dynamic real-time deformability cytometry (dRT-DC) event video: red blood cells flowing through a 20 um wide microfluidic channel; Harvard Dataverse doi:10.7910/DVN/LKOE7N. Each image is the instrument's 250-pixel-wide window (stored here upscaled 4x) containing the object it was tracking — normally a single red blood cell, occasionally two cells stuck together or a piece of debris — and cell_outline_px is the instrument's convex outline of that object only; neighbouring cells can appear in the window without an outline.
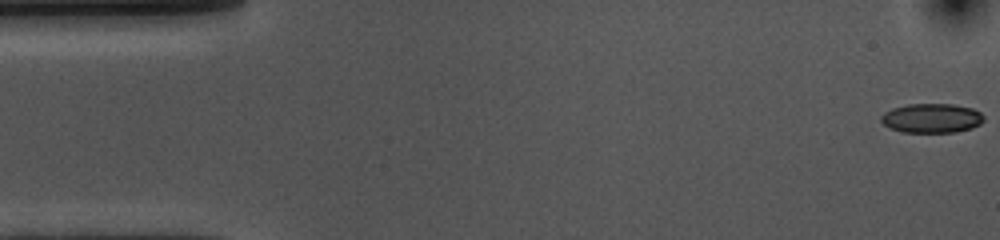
{"species": "common noctule bat (a hibernating species)", "species_latin": "Nyctalus noctula", "temperature_condition": "cold", "stored_images_in_passage": 54, "camera_frame_rate_fps": 3000, "um_per_image_px": 0.085, "animal": {"sex": "female", "body_mass_g": 10.0, "forearm_length_mm": 53.1}, "frame": {"image": 1, "passage_image": 1, "time_ms": 0.0, "image_size_px": [1000, 240], "cell_outline_px": [[984, 120], [980, 124], [972, 128], [956, 132], [904, 132], [892, 128], [884, 124], [880, 120], [880, 116], [884, 112], [892, 108], [908, 104], [952, 104], [972, 108], [980, 112], [984, 116]], "centroid_in_image_um": [79.2, 10.04], "position_along_channel_um": 5.8, "area_um2": 17.57}}
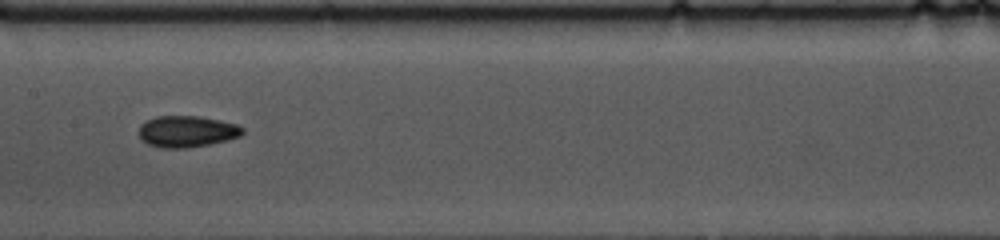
{"frame": {"image": 2, "passage_image": 26, "time_ms": 8.333, "image_size_px": [1000, 240], "cell_outline_px": [[244, 132], [240, 136], [228, 140], [208, 144], [184, 148], [160, 148], [148, 144], [140, 140], [140, 124], [156, 116], [200, 116], [220, 120], [236, 124], [244, 128]], "centroid_in_image_um": [15.88, 11.17], "position_along_channel_um": 191.5, "area_um2": 19.02}}
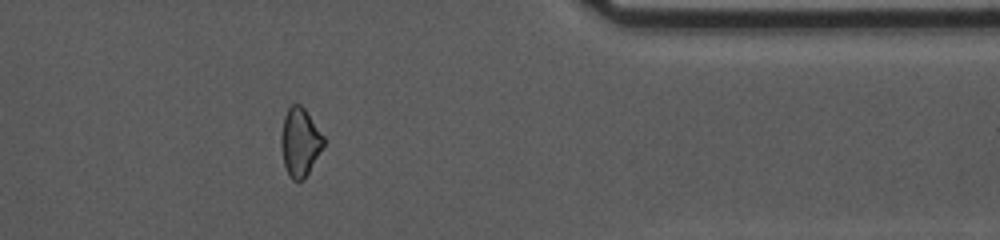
{"frame": {"image": 3, "passage_image": 44, "time_ms": 14.333, "image_size_px": [1000, 240], "cell_outline_px": [[324, 144], [304, 180], [292, 180], [288, 176], [284, 164], [280, 144], [280, 136], [284, 116], [288, 108], [292, 104], [300, 104], [304, 108], [324, 136]], "centroid_in_image_um": [25.47, 12.08], "position_along_channel_um": 385.9, "area_um2": 16.88}, "authors_computed_cell_mechanics": {"area_um2": 18.0625, "velocity_mm_per_s": 3.6239, "shape_relaxation_time_tau1_ms": null, "shape_relaxation_time_tau2_ms": 3.7828, "deformation_change_tau1": null, "deformation_change_tau2": 0.09}}